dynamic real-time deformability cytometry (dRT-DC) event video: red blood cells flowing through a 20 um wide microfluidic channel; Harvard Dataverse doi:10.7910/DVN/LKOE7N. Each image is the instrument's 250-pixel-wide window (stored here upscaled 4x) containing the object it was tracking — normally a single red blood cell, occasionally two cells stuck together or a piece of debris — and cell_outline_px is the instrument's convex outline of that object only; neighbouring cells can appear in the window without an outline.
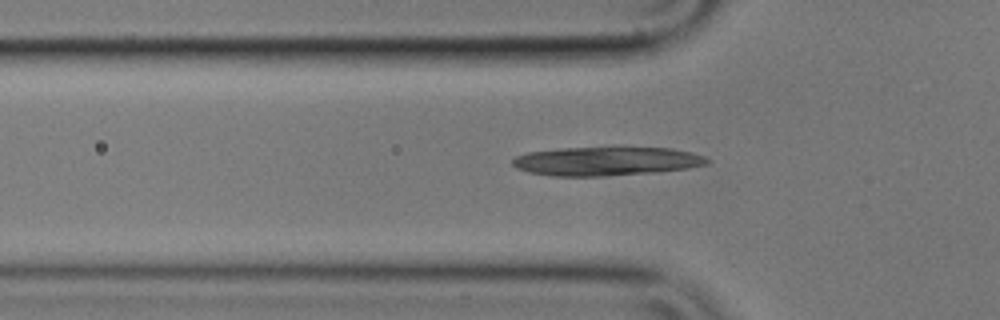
{"species": "common noctule bat (a hibernating species)", "species_latin": "Nyctalus noctula", "temperature_condition": "cold", "stored_images_in_passage": 43, "camera_frame_rate_fps": 3000, "um_per_image_px": 0.085, "animal": {"sex": "male", "body_mass_g": 17.9}, "frame": {"image": 1, "passage_image": 10, "time_ms": 3.0, "image_size_px": [1000, 320], "cell_outline_px": [[708, 164], [688, 168], [652, 172], [604, 176], [552, 176], [528, 172], [516, 168], [512, 164], [512, 160], [516, 156], [528, 152], [564, 148], [672, 148], [692, 152], [704, 156], [708, 160]], "centroid_in_image_um": [51.51, 13.71], "position_along_channel_um": 74.3, "area_um2": 32.37}}
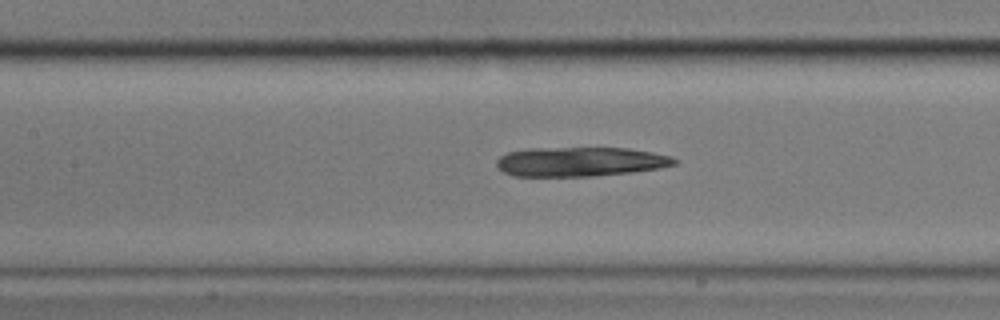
{"frame": {"image": 2, "passage_image": 17, "time_ms": 5.333, "image_size_px": [1000, 320], "cell_outline_px": [[676, 164], [660, 168], [632, 172], [592, 176], [512, 176], [496, 168], [496, 160], [500, 156], [508, 152], [528, 148], [628, 148], [652, 152], [672, 156], [676, 160]], "centroid_in_image_um": [49.29, 13.74], "position_along_channel_um": 158.1, "area_um2": 30.58}}
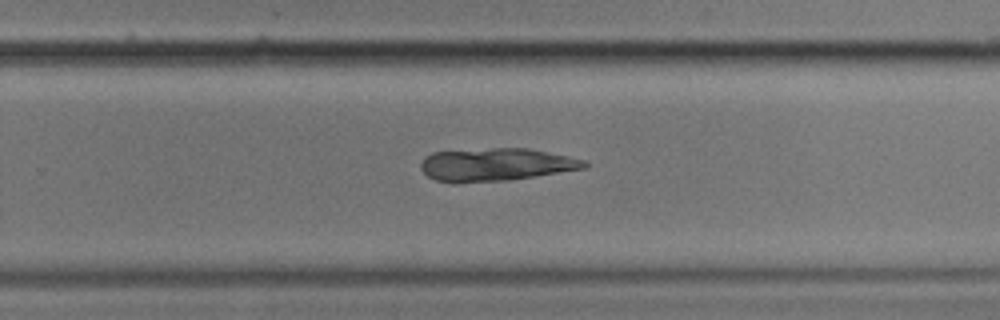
{"frame": {"image": 3, "passage_image": 28, "time_ms": 9.0, "image_size_px": [1000, 320], "cell_outline_px": [[588, 168], [536, 176], [508, 180], [452, 184], [436, 180], [428, 176], [420, 168], [420, 164], [424, 156], [432, 152], [492, 148], [528, 148], [584, 160], [588, 164]], "centroid_in_image_um": [42.1, 14.0], "position_along_channel_um": 287.7, "area_um2": 31.5}}